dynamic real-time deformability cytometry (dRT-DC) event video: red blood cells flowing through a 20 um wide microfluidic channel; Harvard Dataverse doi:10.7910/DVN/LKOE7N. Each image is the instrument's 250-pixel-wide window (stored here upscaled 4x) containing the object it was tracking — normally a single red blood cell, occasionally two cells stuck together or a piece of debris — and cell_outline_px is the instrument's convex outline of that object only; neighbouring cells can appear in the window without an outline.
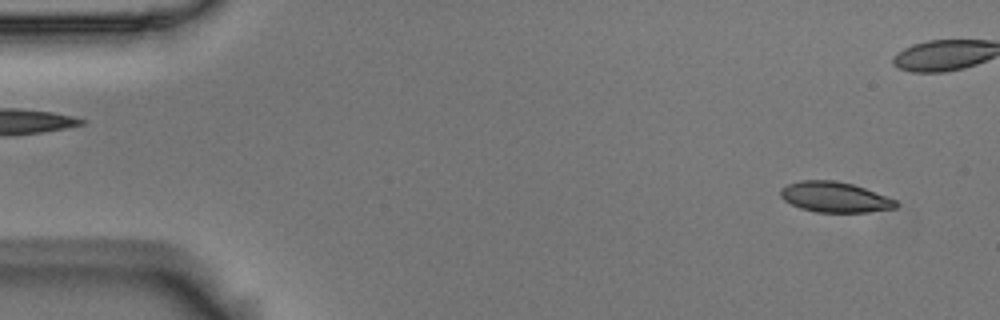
{"species": "Egyptian fruit bat (a non-hibernating species)", "species_latin": "Rousettus aegyptiacus", "temperature_condition": "room temperature", "stored_images_in_passage": 4, "segment_of_instrument_passage": [2, 2], "camera_frame_rate_fps": 3000, "um_per_image_px": 0.085, "animal": {"sex": "male"}, "frame": {"image": 1, "passage_image": 4, "time_ms": 1.0, "image_size_px": [1000, 320], "cell_outline_px": [[900, 204], [896, 208], [868, 212], [816, 212], [800, 208], [784, 200], [780, 196], [780, 188], [788, 184], [800, 180], [832, 180], [852, 184], [864, 188], [896, 200]], "centroid_in_image_um": [70.95, 16.76], "position_along_channel_um": 14.1, "area_um2": 20.4}}